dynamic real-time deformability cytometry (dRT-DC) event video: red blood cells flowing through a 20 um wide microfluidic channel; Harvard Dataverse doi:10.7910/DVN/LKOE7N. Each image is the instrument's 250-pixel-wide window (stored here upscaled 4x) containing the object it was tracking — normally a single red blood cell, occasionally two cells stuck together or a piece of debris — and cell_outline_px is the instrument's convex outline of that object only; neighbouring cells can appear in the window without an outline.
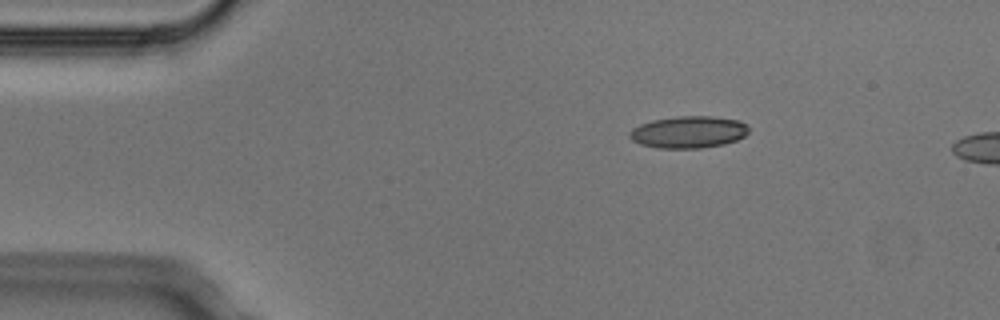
{"species": "Egyptian fruit bat (a non-hibernating species)", "species_latin": "Rousettus aegyptiacus", "temperature_condition": "cold", "stored_images_in_passage": 3, "camera_frame_rate_fps": 3000, "um_per_image_px": 0.085, "animal": {"sex": "male"}, "frame": {"image": 1, "passage_image": 1, "time_ms": 0.0, "image_size_px": [1000, 320], "cell_outline_px": [[748, 132], [744, 136], [736, 140], [724, 144], [700, 148], [656, 148], [640, 144], [632, 140], [628, 136], [628, 132], [632, 128], [640, 124], [652, 120], [676, 116], [712, 116], [736, 120], [748, 124]], "centroid_in_image_um": [58.49, 11.22], "position_along_channel_um": 26.5, "area_um2": 22.31}}